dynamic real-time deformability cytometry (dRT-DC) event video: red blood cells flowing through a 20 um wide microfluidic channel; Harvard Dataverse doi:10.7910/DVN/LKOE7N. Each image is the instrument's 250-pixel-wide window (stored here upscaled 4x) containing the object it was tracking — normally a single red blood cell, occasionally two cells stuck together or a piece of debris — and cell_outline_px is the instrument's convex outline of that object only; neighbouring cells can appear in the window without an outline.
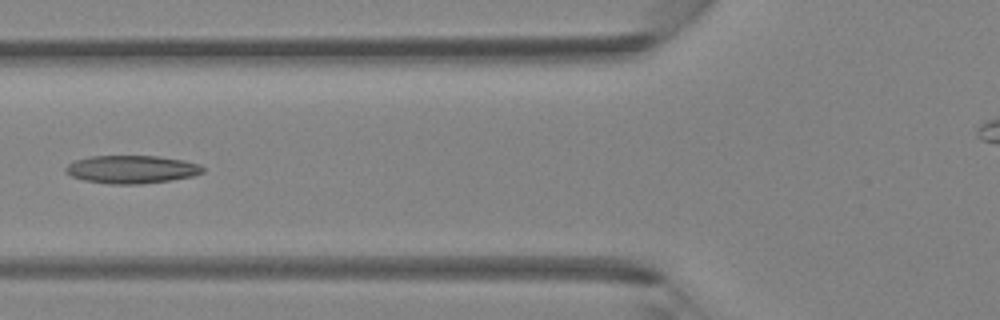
{"species": "Egyptian fruit bat (a non-hibernating species)", "species_latin": "Rousettus aegyptiacus", "temperature_condition": "room temperature", "stored_images_in_passage": 29, "camera_frame_rate_fps": 3000, "um_per_image_px": 0.085, "animal": {"sex": "female"}, "frame": {"image": 1, "passage_image": 8, "time_ms": 2.333, "image_size_px": [1000, 320], "cell_outline_px": [[204, 172], [192, 176], [172, 180], [140, 184], [108, 184], [84, 180], [72, 176], [64, 172], [64, 168], [68, 164], [76, 160], [88, 156], [156, 156], [184, 160], [200, 164], [204, 168]], "centroid_in_image_um": [11.18, 14.4], "position_along_channel_um": 114.6, "area_um2": 22.48}}
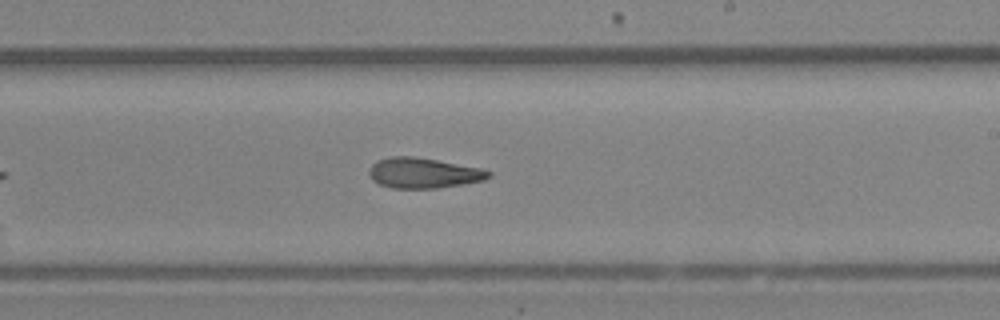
{"frame": {"image": 2, "passage_image": 17, "time_ms": 5.333, "image_size_px": [1000, 320], "cell_outline_px": [[492, 176], [484, 180], [436, 188], [392, 188], [380, 184], [372, 180], [368, 172], [368, 168], [376, 160], [392, 156], [416, 156], [480, 168], [492, 172]], "centroid_in_image_um": [35.95, 14.69], "position_along_channel_um": 253.0, "area_um2": 21.15}}
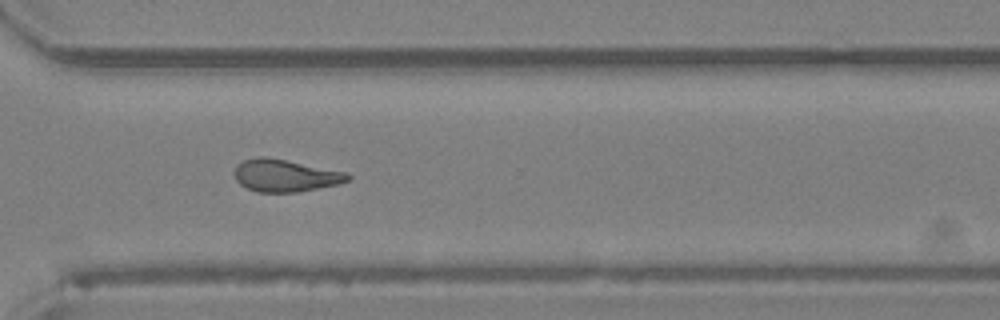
{"frame": {"image": 3, "passage_image": 23, "time_ms": 7.333, "image_size_px": [1000, 320], "cell_outline_px": [[352, 176], [348, 180], [340, 184], [296, 192], [256, 192], [240, 184], [236, 180], [236, 164], [244, 160], [256, 156], [264, 156], [348, 172]], "centroid_in_image_um": [24.27, 14.92], "position_along_channel_um": 346.3, "area_um2": 21.27}}